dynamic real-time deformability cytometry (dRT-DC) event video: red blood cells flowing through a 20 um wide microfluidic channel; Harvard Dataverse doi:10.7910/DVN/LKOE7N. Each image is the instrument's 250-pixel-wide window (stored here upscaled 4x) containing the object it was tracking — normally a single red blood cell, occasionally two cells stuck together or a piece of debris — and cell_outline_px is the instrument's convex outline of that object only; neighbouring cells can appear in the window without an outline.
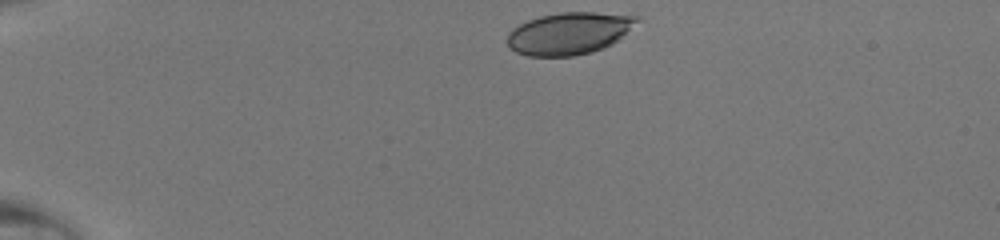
{"species": "human", "species_latin": "Homo sapiens", "temperature_condition": "room temperature", "stored_images_in_passage": 37, "camera_frame_rate_fps": 3000, "um_per_image_px": 0.085, "donor": {"sex": "male"}, "frame": {"image": 1, "passage_image": 1, "time_ms": 0.0, "image_size_px": [1000, 240], "cell_outline_px": [[640, 20], [612, 44], [604, 48], [592, 52], [572, 56], [528, 56], [516, 52], [508, 44], [508, 32], [512, 28], [528, 20], [540, 16], [560, 12], [596, 12], [640, 16]], "centroid_in_image_um": [48.37, 2.83], "position_along_channel_um": 36.6, "area_um2": 31.73}}
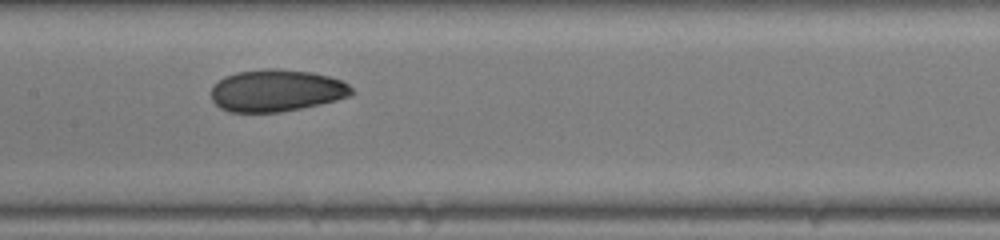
{"frame": {"image": 2, "passage_image": 16, "time_ms": 5.0, "image_size_px": [1000, 240], "cell_outline_px": [[356, 92], [352, 96], [320, 104], [280, 112], [228, 112], [220, 108], [212, 100], [212, 88], [224, 76], [236, 72], [272, 68], [312, 72], [328, 76], [340, 80], [348, 84]], "centroid_in_image_um": [23.52, 7.7], "position_along_channel_um": 183.9, "area_um2": 34.39}}
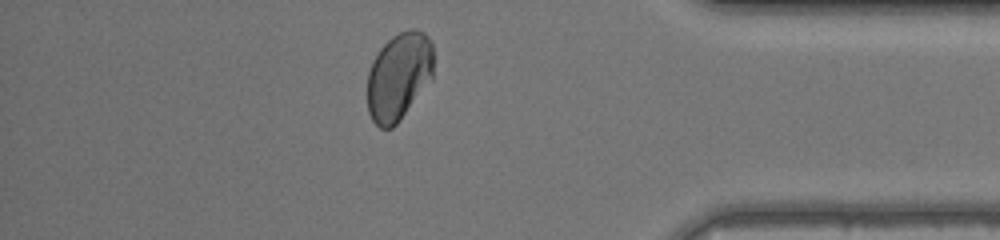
{"frame": {"image": 3, "passage_image": 32, "time_ms": 10.333, "image_size_px": [1000, 240], "cell_outline_px": [[432, 80], [400, 120], [392, 128], [380, 128], [372, 120], [368, 112], [368, 72], [372, 60], [380, 48], [392, 36], [408, 28], [416, 28], [424, 32], [428, 36], [432, 44]], "centroid_in_image_um": [33.9, 6.47], "position_along_channel_um": 401.3, "area_um2": 34.04}}